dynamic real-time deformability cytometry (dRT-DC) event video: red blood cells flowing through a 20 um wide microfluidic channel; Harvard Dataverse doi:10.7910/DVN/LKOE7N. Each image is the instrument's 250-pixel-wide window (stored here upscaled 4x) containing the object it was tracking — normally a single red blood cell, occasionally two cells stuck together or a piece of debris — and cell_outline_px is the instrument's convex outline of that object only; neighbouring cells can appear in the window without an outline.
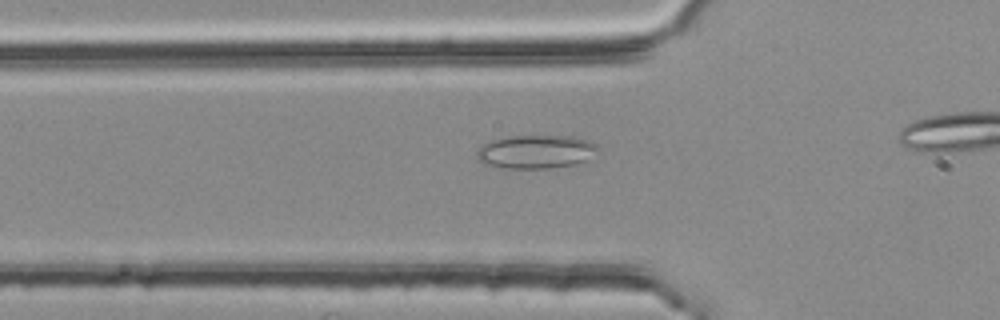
{"species": "common noctule bat (a hibernating species)", "species_latin": "Nyctalus noctula", "temperature_condition": "room temperature", "stored_images_in_passage": 19, "camera_frame_rate_fps": 3000, "um_per_image_px": 0.085, "animal": {"sex": "female", "body_mass_g": 25.1}, "frame": {"image": 1, "passage_image": 7, "time_ms": 2.0, "image_size_px": [1000, 320], "cell_outline_px": [[600, 152], [588, 160], [576, 164], [548, 168], [508, 168], [484, 164], [476, 156], [476, 152], [480, 144], [492, 140], [508, 136], [572, 136], [588, 140], [596, 144], [600, 148]], "centroid_in_image_um": [45.59, 12.89], "position_along_channel_um": 80.2, "area_um2": 23.93}}
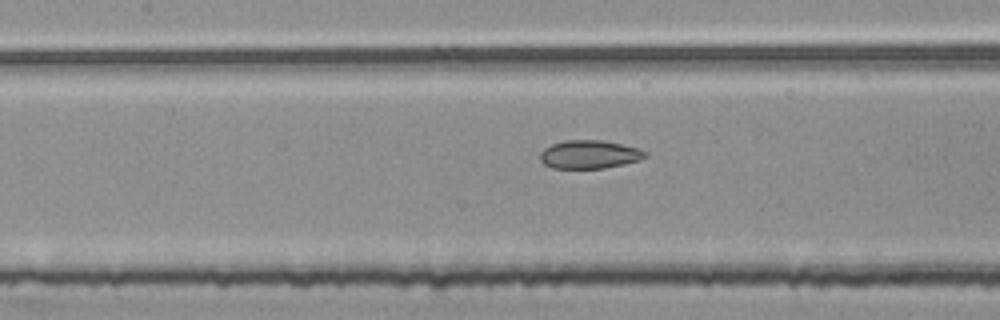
{"frame": {"image": 2, "passage_image": 13, "time_ms": 4.0, "image_size_px": [1000, 320], "cell_outline_px": [[648, 156], [640, 160], [624, 164], [604, 168], [552, 168], [544, 164], [540, 160], [540, 152], [544, 148], [552, 144], [564, 140], [604, 140], [636, 148], [648, 152]], "centroid_in_image_um": [50.09, 13.12], "position_along_channel_um": 157.3, "area_um2": 17.4}}
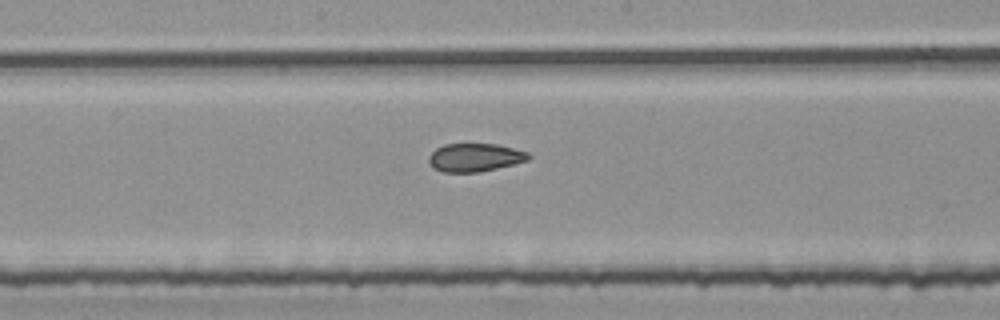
{"frame": {"image": 3, "passage_image": 17, "time_ms": 5.333, "image_size_px": [1000, 320], "cell_outline_px": [[532, 156], [528, 160], [480, 172], [444, 172], [432, 168], [428, 164], [428, 156], [436, 148], [444, 144], [496, 144], [528, 152]], "centroid_in_image_um": [40.32, 13.38], "position_along_channel_um": 207.9, "area_um2": 16.42}}